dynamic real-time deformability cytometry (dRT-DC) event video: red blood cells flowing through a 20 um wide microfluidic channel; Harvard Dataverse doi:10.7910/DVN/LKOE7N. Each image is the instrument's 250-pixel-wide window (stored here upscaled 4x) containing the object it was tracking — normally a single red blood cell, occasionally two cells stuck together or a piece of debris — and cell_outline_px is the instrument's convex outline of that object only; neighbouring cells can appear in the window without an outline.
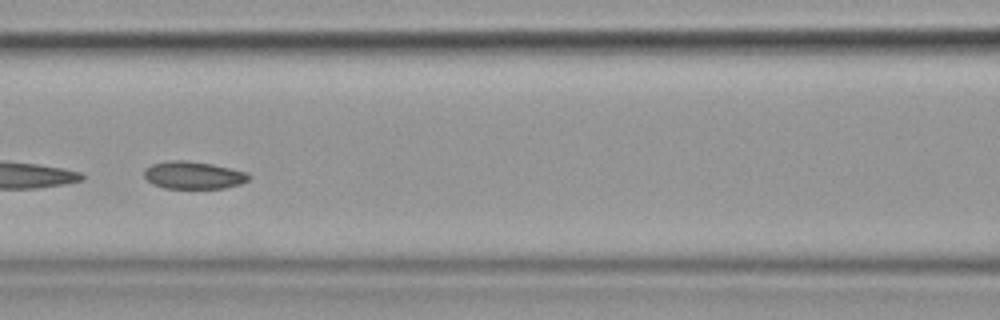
{"species": "common noctule bat (a hibernating species)", "species_latin": "Nyctalus noctula", "temperature_condition": "cold", "stored_images_in_passage": 30, "segment_of_instrument_passage": [2, 2], "camera_frame_rate_fps": 3000, "um_per_image_px": 0.085, "animal": {"sex": "female", "body_mass_g": 19.9}, "frame": {"image": 1, "passage_image": 26, "time_ms": 8.333, "image_size_px": [1000, 320], "cell_outline_px": [[252, 176], [248, 180], [240, 184], [224, 188], [164, 188], [152, 184], [144, 176], [144, 168], [152, 164], [168, 160], [184, 160], [212, 164], [248, 172]], "centroid_in_image_um": [16.44, 14.88], "position_along_channel_um": 150.2, "area_um2": 16.88}}